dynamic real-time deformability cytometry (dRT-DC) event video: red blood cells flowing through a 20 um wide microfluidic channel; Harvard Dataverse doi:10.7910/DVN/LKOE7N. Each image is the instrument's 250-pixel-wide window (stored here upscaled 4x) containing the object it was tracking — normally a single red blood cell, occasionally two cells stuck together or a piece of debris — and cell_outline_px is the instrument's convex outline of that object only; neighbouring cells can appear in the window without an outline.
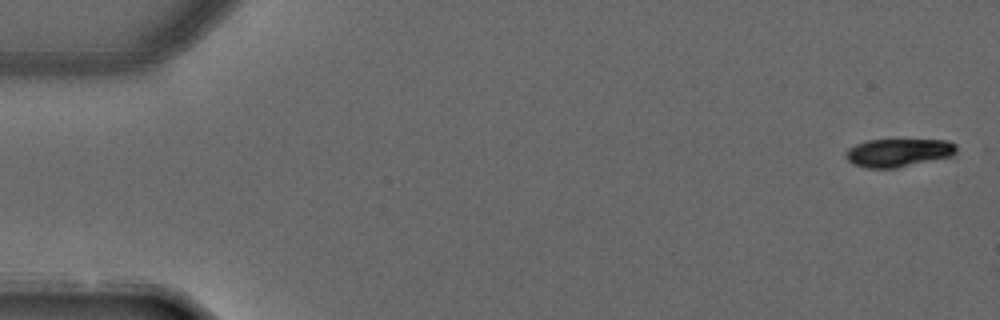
{"species": "common noctule bat (a hibernating species)", "species_latin": "Nyctalus noctula", "temperature_condition": "warm", "stored_images_in_passage": 5, "camera_frame_rate_fps": 3000, "um_per_image_px": 0.085, "animal": {"sex": "male", "forearm_length_mm": 52.5}, "frame": {"image": 1, "passage_image": 1, "time_ms": 0.0, "image_size_px": [1000, 320], "cell_outline_px": [[956, 152], [952, 156], [896, 168], [864, 168], [852, 164], [844, 156], [848, 148], [856, 144], [868, 140], [948, 140], [956, 144]], "centroid_in_image_um": [76.34, 12.98], "position_along_channel_um": 8.7, "area_um2": 18.21}}
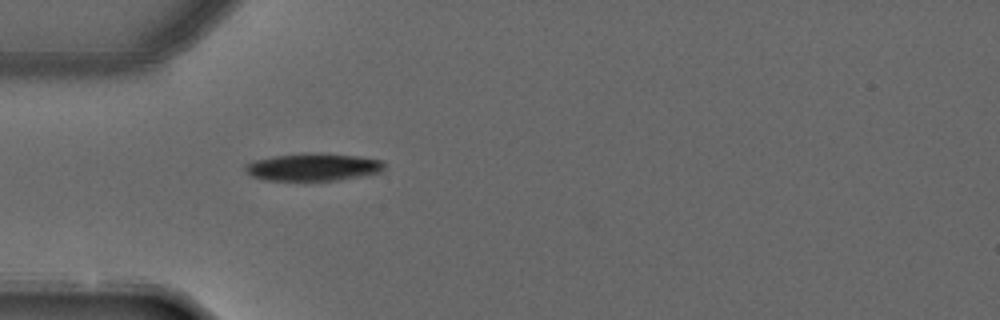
{"frame": {"image": 2, "passage_image": 5, "time_ms": 1.333, "image_size_px": [1000, 320], "cell_outline_px": [[384, 172], [336, 180], [264, 180], [252, 176], [244, 172], [244, 164], [256, 160], [276, 156], [300, 152], [320, 152], [356, 156], [384, 160]], "centroid_in_image_um": [26.62, 14.18], "position_along_channel_um": 58.4, "area_um2": 22.6}}